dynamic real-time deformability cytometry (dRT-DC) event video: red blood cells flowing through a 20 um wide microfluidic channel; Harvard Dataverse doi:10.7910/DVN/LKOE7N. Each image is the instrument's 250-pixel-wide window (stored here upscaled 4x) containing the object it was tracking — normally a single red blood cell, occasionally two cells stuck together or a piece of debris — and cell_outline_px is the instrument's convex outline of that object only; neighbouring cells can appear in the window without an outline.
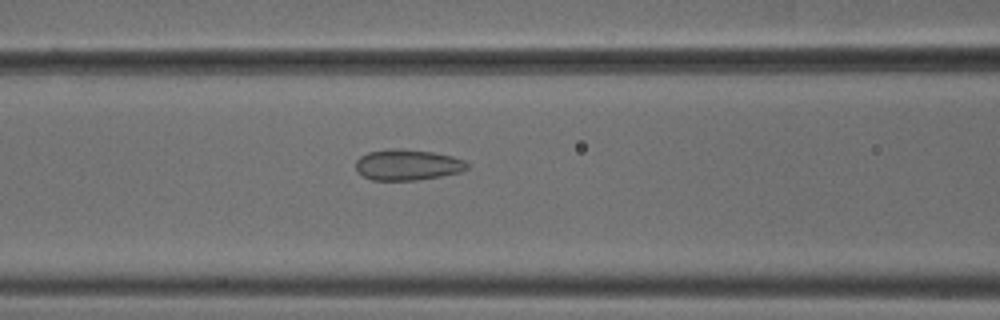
{"species": "common noctule bat (a hibernating species)", "species_latin": "Nyctalus noctula", "temperature_condition": "cold", "stored_images_in_passage": 44, "camera_frame_rate_fps": 3000, "um_per_image_px": 0.085, "animal": {"sex": "male", "body_mass_g": 18.8}, "frame": {"image": 1, "passage_image": 13, "time_ms": 4.0, "image_size_px": [1000, 320], "cell_outline_px": [[468, 168], [460, 172], [440, 176], [416, 180], [372, 180], [356, 172], [356, 160], [360, 156], [368, 152], [392, 148], [400, 148], [432, 152], [452, 156], [464, 160], [468, 164]], "centroid_in_image_um": [34.61, 14.0], "position_along_channel_um": 132.0, "area_um2": 20.06}}
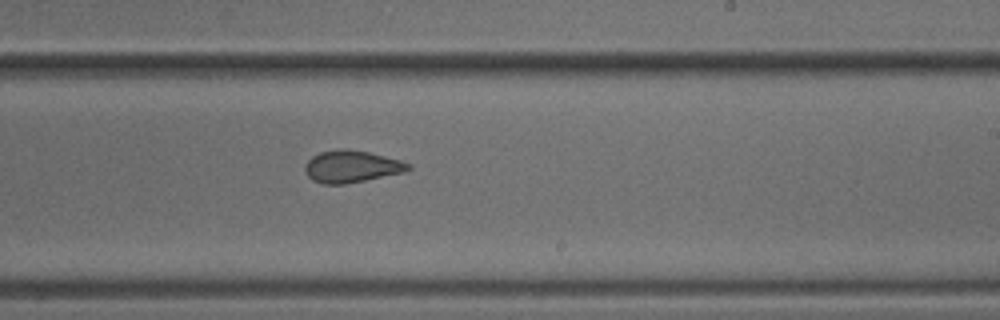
{"frame": {"image": 2, "passage_image": 23, "time_ms": 7.333, "image_size_px": [1000, 320], "cell_outline_px": [[412, 168], [404, 172], [344, 184], [324, 184], [312, 180], [308, 176], [304, 168], [304, 164], [312, 156], [320, 152], [340, 148], [348, 148], [368, 152], [400, 160], [412, 164]], "centroid_in_image_um": [29.87, 14.14], "position_along_channel_um": 259.1, "area_um2": 19.31}}
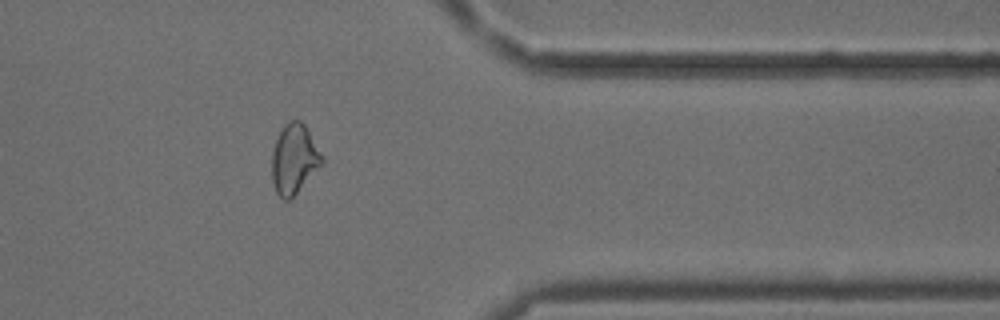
{"frame": {"image": 3, "passage_image": 34, "time_ms": 11.0, "image_size_px": [1000, 320], "cell_outline_px": [[324, 164], [288, 200], [284, 200], [276, 192], [272, 180], [272, 152], [276, 140], [284, 124], [288, 120], [300, 120], [304, 124], [324, 156]], "centroid_in_image_um": [25.02, 13.5], "position_along_channel_um": 386.4, "area_um2": 20.29}, "authors_computed_cell_mechanics": {"area_um2": 20.2011, "velocity_mm_per_s": 3.8144, "shape_relaxation_time_tau1_ms": null, "shape_relaxation_time_tau2_ms": 1.6303, "deformation_change_tau1": null, "deformation_change_tau2": 0.0709}}